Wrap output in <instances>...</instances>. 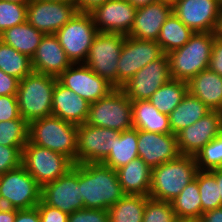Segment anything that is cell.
I'll use <instances>...</instances> for the list:
<instances>
[{"label": "cell", "instance_id": "cell-1", "mask_svg": "<svg viewBox=\"0 0 222 222\" xmlns=\"http://www.w3.org/2000/svg\"><path fill=\"white\" fill-rule=\"evenodd\" d=\"M79 187L84 208L108 210L125 195L117 172L102 163L79 164Z\"/></svg>", "mask_w": 222, "mask_h": 222}, {"label": "cell", "instance_id": "cell-2", "mask_svg": "<svg viewBox=\"0 0 222 222\" xmlns=\"http://www.w3.org/2000/svg\"><path fill=\"white\" fill-rule=\"evenodd\" d=\"M214 39L212 32H194L183 47L170 51L167 55L171 79L189 82L207 69Z\"/></svg>", "mask_w": 222, "mask_h": 222}, {"label": "cell", "instance_id": "cell-3", "mask_svg": "<svg viewBox=\"0 0 222 222\" xmlns=\"http://www.w3.org/2000/svg\"><path fill=\"white\" fill-rule=\"evenodd\" d=\"M77 125L50 115L29 123L28 140L68 157L77 164Z\"/></svg>", "mask_w": 222, "mask_h": 222}, {"label": "cell", "instance_id": "cell-4", "mask_svg": "<svg viewBox=\"0 0 222 222\" xmlns=\"http://www.w3.org/2000/svg\"><path fill=\"white\" fill-rule=\"evenodd\" d=\"M198 171L195 157L187 155L153 168L149 197L172 202L195 179Z\"/></svg>", "mask_w": 222, "mask_h": 222}, {"label": "cell", "instance_id": "cell-5", "mask_svg": "<svg viewBox=\"0 0 222 222\" xmlns=\"http://www.w3.org/2000/svg\"><path fill=\"white\" fill-rule=\"evenodd\" d=\"M57 78L32 71L19 81L17 90L19 115L31 121L52 115V98Z\"/></svg>", "mask_w": 222, "mask_h": 222}, {"label": "cell", "instance_id": "cell-6", "mask_svg": "<svg viewBox=\"0 0 222 222\" xmlns=\"http://www.w3.org/2000/svg\"><path fill=\"white\" fill-rule=\"evenodd\" d=\"M87 124L126 131L133 128L132 103L121 88L113 89L104 98L90 103Z\"/></svg>", "mask_w": 222, "mask_h": 222}, {"label": "cell", "instance_id": "cell-7", "mask_svg": "<svg viewBox=\"0 0 222 222\" xmlns=\"http://www.w3.org/2000/svg\"><path fill=\"white\" fill-rule=\"evenodd\" d=\"M41 200V186L21 164L0 175V206L15 209L36 207Z\"/></svg>", "mask_w": 222, "mask_h": 222}, {"label": "cell", "instance_id": "cell-8", "mask_svg": "<svg viewBox=\"0 0 222 222\" xmlns=\"http://www.w3.org/2000/svg\"><path fill=\"white\" fill-rule=\"evenodd\" d=\"M97 34L98 30L90 13L79 11L55 33L72 64L86 61Z\"/></svg>", "mask_w": 222, "mask_h": 222}, {"label": "cell", "instance_id": "cell-9", "mask_svg": "<svg viewBox=\"0 0 222 222\" xmlns=\"http://www.w3.org/2000/svg\"><path fill=\"white\" fill-rule=\"evenodd\" d=\"M22 165L42 187L66 174L74 163L68 157L28 140L22 150Z\"/></svg>", "mask_w": 222, "mask_h": 222}, {"label": "cell", "instance_id": "cell-10", "mask_svg": "<svg viewBox=\"0 0 222 222\" xmlns=\"http://www.w3.org/2000/svg\"><path fill=\"white\" fill-rule=\"evenodd\" d=\"M125 38L123 34L98 32L83 63L115 88H117V64Z\"/></svg>", "mask_w": 222, "mask_h": 222}, {"label": "cell", "instance_id": "cell-11", "mask_svg": "<svg viewBox=\"0 0 222 222\" xmlns=\"http://www.w3.org/2000/svg\"><path fill=\"white\" fill-rule=\"evenodd\" d=\"M163 54L157 41L126 36L117 64V88H121L134 74Z\"/></svg>", "mask_w": 222, "mask_h": 222}, {"label": "cell", "instance_id": "cell-12", "mask_svg": "<svg viewBox=\"0 0 222 222\" xmlns=\"http://www.w3.org/2000/svg\"><path fill=\"white\" fill-rule=\"evenodd\" d=\"M41 200L51 207L71 214L84 208L79 187V164L66 174L41 187Z\"/></svg>", "mask_w": 222, "mask_h": 222}, {"label": "cell", "instance_id": "cell-13", "mask_svg": "<svg viewBox=\"0 0 222 222\" xmlns=\"http://www.w3.org/2000/svg\"><path fill=\"white\" fill-rule=\"evenodd\" d=\"M120 131L91 126L87 123L77 128V164L102 163L114 145Z\"/></svg>", "mask_w": 222, "mask_h": 222}, {"label": "cell", "instance_id": "cell-14", "mask_svg": "<svg viewBox=\"0 0 222 222\" xmlns=\"http://www.w3.org/2000/svg\"><path fill=\"white\" fill-rule=\"evenodd\" d=\"M170 79L169 58L163 54L134 74L121 89L131 101L148 100Z\"/></svg>", "mask_w": 222, "mask_h": 222}, {"label": "cell", "instance_id": "cell-15", "mask_svg": "<svg viewBox=\"0 0 222 222\" xmlns=\"http://www.w3.org/2000/svg\"><path fill=\"white\" fill-rule=\"evenodd\" d=\"M137 8L127 0H107L89 13L98 32L128 36L133 28Z\"/></svg>", "mask_w": 222, "mask_h": 222}, {"label": "cell", "instance_id": "cell-16", "mask_svg": "<svg viewBox=\"0 0 222 222\" xmlns=\"http://www.w3.org/2000/svg\"><path fill=\"white\" fill-rule=\"evenodd\" d=\"M77 12L75 4L31 0L27 4L26 21L44 34H55Z\"/></svg>", "mask_w": 222, "mask_h": 222}, {"label": "cell", "instance_id": "cell-17", "mask_svg": "<svg viewBox=\"0 0 222 222\" xmlns=\"http://www.w3.org/2000/svg\"><path fill=\"white\" fill-rule=\"evenodd\" d=\"M71 64L57 79L65 87L74 91L89 103L108 95L115 87L93 72L87 65ZM74 67V68H73Z\"/></svg>", "mask_w": 222, "mask_h": 222}, {"label": "cell", "instance_id": "cell-18", "mask_svg": "<svg viewBox=\"0 0 222 222\" xmlns=\"http://www.w3.org/2000/svg\"><path fill=\"white\" fill-rule=\"evenodd\" d=\"M222 132V112L210 111L204 117L177 134L181 155L196 156L211 140Z\"/></svg>", "mask_w": 222, "mask_h": 222}, {"label": "cell", "instance_id": "cell-19", "mask_svg": "<svg viewBox=\"0 0 222 222\" xmlns=\"http://www.w3.org/2000/svg\"><path fill=\"white\" fill-rule=\"evenodd\" d=\"M139 157L151 168L178 158L179 152L177 135L158 134L138 130Z\"/></svg>", "mask_w": 222, "mask_h": 222}, {"label": "cell", "instance_id": "cell-20", "mask_svg": "<svg viewBox=\"0 0 222 222\" xmlns=\"http://www.w3.org/2000/svg\"><path fill=\"white\" fill-rule=\"evenodd\" d=\"M218 0H181L173 13L193 32H213L220 12Z\"/></svg>", "mask_w": 222, "mask_h": 222}, {"label": "cell", "instance_id": "cell-21", "mask_svg": "<svg viewBox=\"0 0 222 222\" xmlns=\"http://www.w3.org/2000/svg\"><path fill=\"white\" fill-rule=\"evenodd\" d=\"M173 12V6L167 0H158L137 8L133 28L129 37L157 41L161 27Z\"/></svg>", "mask_w": 222, "mask_h": 222}, {"label": "cell", "instance_id": "cell-22", "mask_svg": "<svg viewBox=\"0 0 222 222\" xmlns=\"http://www.w3.org/2000/svg\"><path fill=\"white\" fill-rule=\"evenodd\" d=\"M35 72L58 78L72 63L55 34H44L31 59Z\"/></svg>", "mask_w": 222, "mask_h": 222}, {"label": "cell", "instance_id": "cell-23", "mask_svg": "<svg viewBox=\"0 0 222 222\" xmlns=\"http://www.w3.org/2000/svg\"><path fill=\"white\" fill-rule=\"evenodd\" d=\"M90 103L58 80L54 86L52 98V115L74 125L87 122Z\"/></svg>", "mask_w": 222, "mask_h": 222}, {"label": "cell", "instance_id": "cell-24", "mask_svg": "<svg viewBox=\"0 0 222 222\" xmlns=\"http://www.w3.org/2000/svg\"><path fill=\"white\" fill-rule=\"evenodd\" d=\"M188 91L211 111L222 112V76L207 68L188 82Z\"/></svg>", "mask_w": 222, "mask_h": 222}, {"label": "cell", "instance_id": "cell-25", "mask_svg": "<svg viewBox=\"0 0 222 222\" xmlns=\"http://www.w3.org/2000/svg\"><path fill=\"white\" fill-rule=\"evenodd\" d=\"M125 195L149 196L152 169L140 158L116 170Z\"/></svg>", "mask_w": 222, "mask_h": 222}, {"label": "cell", "instance_id": "cell-26", "mask_svg": "<svg viewBox=\"0 0 222 222\" xmlns=\"http://www.w3.org/2000/svg\"><path fill=\"white\" fill-rule=\"evenodd\" d=\"M133 128L158 134H171L169 115L161 113L149 100L131 101Z\"/></svg>", "mask_w": 222, "mask_h": 222}, {"label": "cell", "instance_id": "cell-27", "mask_svg": "<svg viewBox=\"0 0 222 222\" xmlns=\"http://www.w3.org/2000/svg\"><path fill=\"white\" fill-rule=\"evenodd\" d=\"M43 36V32L26 21L4 30L0 40L32 59Z\"/></svg>", "mask_w": 222, "mask_h": 222}, {"label": "cell", "instance_id": "cell-28", "mask_svg": "<svg viewBox=\"0 0 222 222\" xmlns=\"http://www.w3.org/2000/svg\"><path fill=\"white\" fill-rule=\"evenodd\" d=\"M211 110L189 91L180 104L169 114L172 134L177 135L181 130L194 124Z\"/></svg>", "mask_w": 222, "mask_h": 222}, {"label": "cell", "instance_id": "cell-29", "mask_svg": "<svg viewBox=\"0 0 222 222\" xmlns=\"http://www.w3.org/2000/svg\"><path fill=\"white\" fill-rule=\"evenodd\" d=\"M138 130L132 128L122 131L116 139L108 157L102 164L111 167L115 171L130 161L139 157L138 154Z\"/></svg>", "mask_w": 222, "mask_h": 222}, {"label": "cell", "instance_id": "cell-30", "mask_svg": "<svg viewBox=\"0 0 222 222\" xmlns=\"http://www.w3.org/2000/svg\"><path fill=\"white\" fill-rule=\"evenodd\" d=\"M194 32L188 28L173 12L161 27L157 42L164 54L183 47Z\"/></svg>", "mask_w": 222, "mask_h": 222}, {"label": "cell", "instance_id": "cell-31", "mask_svg": "<svg viewBox=\"0 0 222 222\" xmlns=\"http://www.w3.org/2000/svg\"><path fill=\"white\" fill-rule=\"evenodd\" d=\"M188 92V82L170 79L148 99L161 113L169 115Z\"/></svg>", "mask_w": 222, "mask_h": 222}, {"label": "cell", "instance_id": "cell-32", "mask_svg": "<svg viewBox=\"0 0 222 222\" xmlns=\"http://www.w3.org/2000/svg\"><path fill=\"white\" fill-rule=\"evenodd\" d=\"M147 196L124 195L108 209L110 222H142Z\"/></svg>", "mask_w": 222, "mask_h": 222}, {"label": "cell", "instance_id": "cell-33", "mask_svg": "<svg viewBox=\"0 0 222 222\" xmlns=\"http://www.w3.org/2000/svg\"><path fill=\"white\" fill-rule=\"evenodd\" d=\"M177 218H200L204 213L201 210V198L197 183V174L182 192L171 202Z\"/></svg>", "mask_w": 222, "mask_h": 222}, {"label": "cell", "instance_id": "cell-34", "mask_svg": "<svg viewBox=\"0 0 222 222\" xmlns=\"http://www.w3.org/2000/svg\"><path fill=\"white\" fill-rule=\"evenodd\" d=\"M0 69L19 81L30 74L31 59L0 40Z\"/></svg>", "mask_w": 222, "mask_h": 222}, {"label": "cell", "instance_id": "cell-35", "mask_svg": "<svg viewBox=\"0 0 222 222\" xmlns=\"http://www.w3.org/2000/svg\"><path fill=\"white\" fill-rule=\"evenodd\" d=\"M29 124L19 116L17 119L0 122V145L25 146L28 142Z\"/></svg>", "mask_w": 222, "mask_h": 222}, {"label": "cell", "instance_id": "cell-36", "mask_svg": "<svg viewBox=\"0 0 222 222\" xmlns=\"http://www.w3.org/2000/svg\"><path fill=\"white\" fill-rule=\"evenodd\" d=\"M197 183L203 212L222 207L216 179L209 171H198Z\"/></svg>", "mask_w": 222, "mask_h": 222}, {"label": "cell", "instance_id": "cell-37", "mask_svg": "<svg viewBox=\"0 0 222 222\" xmlns=\"http://www.w3.org/2000/svg\"><path fill=\"white\" fill-rule=\"evenodd\" d=\"M195 160L199 171L222 168V132L197 153Z\"/></svg>", "mask_w": 222, "mask_h": 222}, {"label": "cell", "instance_id": "cell-38", "mask_svg": "<svg viewBox=\"0 0 222 222\" xmlns=\"http://www.w3.org/2000/svg\"><path fill=\"white\" fill-rule=\"evenodd\" d=\"M176 220L171 202L147 196L142 222H175Z\"/></svg>", "mask_w": 222, "mask_h": 222}, {"label": "cell", "instance_id": "cell-39", "mask_svg": "<svg viewBox=\"0 0 222 222\" xmlns=\"http://www.w3.org/2000/svg\"><path fill=\"white\" fill-rule=\"evenodd\" d=\"M27 4L0 0V34L13 26L26 22Z\"/></svg>", "mask_w": 222, "mask_h": 222}, {"label": "cell", "instance_id": "cell-40", "mask_svg": "<svg viewBox=\"0 0 222 222\" xmlns=\"http://www.w3.org/2000/svg\"><path fill=\"white\" fill-rule=\"evenodd\" d=\"M24 146L0 145V175L19 167L22 164Z\"/></svg>", "mask_w": 222, "mask_h": 222}, {"label": "cell", "instance_id": "cell-41", "mask_svg": "<svg viewBox=\"0 0 222 222\" xmlns=\"http://www.w3.org/2000/svg\"><path fill=\"white\" fill-rule=\"evenodd\" d=\"M69 222H110L109 211L83 208L69 214Z\"/></svg>", "mask_w": 222, "mask_h": 222}, {"label": "cell", "instance_id": "cell-42", "mask_svg": "<svg viewBox=\"0 0 222 222\" xmlns=\"http://www.w3.org/2000/svg\"><path fill=\"white\" fill-rule=\"evenodd\" d=\"M17 95L0 96V122L19 117Z\"/></svg>", "mask_w": 222, "mask_h": 222}, {"label": "cell", "instance_id": "cell-43", "mask_svg": "<svg viewBox=\"0 0 222 222\" xmlns=\"http://www.w3.org/2000/svg\"><path fill=\"white\" fill-rule=\"evenodd\" d=\"M41 222H69V214L46 205L42 200L37 205Z\"/></svg>", "mask_w": 222, "mask_h": 222}, {"label": "cell", "instance_id": "cell-44", "mask_svg": "<svg viewBox=\"0 0 222 222\" xmlns=\"http://www.w3.org/2000/svg\"><path fill=\"white\" fill-rule=\"evenodd\" d=\"M208 68L222 76V39L215 37Z\"/></svg>", "mask_w": 222, "mask_h": 222}, {"label": "cell", "instance_id": "cell-45", "mask_svg": "<svg viewBox=\"0 0 222 222\" xmlns=\"http://www.w3.org/2000/svg\"><path fill=\"white\" fill-rule=\"evenodd\" d=\"M19 80L0 69V96L17 95Z\"/></svg>", "mask_w": 222, "mask_h": 222}, {"label": "cell", "instance_id": "cell-46", "mask_svg": "<svg viewBox=\"0 0 222 222\" xmlns=\"http://www.w3.org/2000/svg\"><path fill=\"white\" fill-rule=\"evenodd\" d=\"M15 222H41L37 206L30 209H18Z\"/></svg>", "mask_w": 222, "mask_h": 222}, {"label": "cell", "instance_id": "cell-47", "mask_svg": "<svg viewBox=\"0 0 222 222\" xmlns=\"http://www.w3.org/2000/svg\"><path fill=\"white\" fill-rule=\"evenodd\" d=\"M106 1L107 0H75V5L79 12H90L93 8Z\"/></svg>", "mask_w": 222, "mask_h": 222}, {"label": "cell", "instance_id": "cell-48", "mask_svg": "<svg viewBox=\"0 0 222 222\" xmlns=\"http://www.w3.org/2000/svg\"><path fill=\"white\" fill-rule=\"evenodd\" d=\"M200 219L202 222H222V207L204 212Z\"/></svg>", "mask_w": 222, "mask_h": 222}, {"label": "cell", "instance_id": "cell-49", "mask_svg": "<svg viewBox=\"0 0 222 222\" xmlns=\"http://www.w3.org/2000/svg\"><path fill=\"white\" fill-rule=\"evenodd\" d=\"M18 209L0 206V222H15Z\"/></svg>", "mask_w": 222, "mask_h": 222}, {"label": "cell", "instance_id": "cell-50", "mask_svg": "<svg viewBox=\"0 0 222 222\" xmlns=\"http://www.w3.org/2000/svg\"><path fill=\"white\" fill-rule=\"evenodd\" d=\"M216 179V183L218 185L219 195L221 196L222 203V168L212 169L209 171Z\"/></svg>", "mask_w": 222, "mask_h": 222}, {"label": "cell", "instance_id": "cell-51", "mask_svg": "<svg viewBox=\"0 0 222 222\" xmlns=\"http://www.w3.org/2000/svg\"><path fill=\"white\" fill-rule=\"evenodd\" d=\"M212 33L215 37L222 39V8L220 9V12H219V15L216 20V24Z\"/></svg>", "mask_w": 222, "mask_h": 222}, {"label": "cell", "instance_id": "cell-52", "mask_svg": "<svg viewBox=\"0 0 222 222\" xmlns=\"http://www.w3.org/2000/svg\"><path fill=\"white\" fill-rule=\"evenodd\" d=\"M129 1L135 8H140L151 3H154L158 0H127Z\"/></svg>", "mask_w": 222, "mask_h": 222}, {"label": "cell", "instance_id": "cell-53", "mask_svg": "<svg viewBox=\"0 0 222 222\" xmlns=\"http://www.w3.org/2000/svg\"><path fill=\"white\" fill-rule=\"evenodd\" d=\"M175 222H202L200 218H192V219H187V218H177Z\"/></svg>", "mask_w": 222, "mask_h": 222}, {"label": "cell", "instance_id": "cell-54", "mask_svg": "<svg viewBox=\"0 0 222 222\" xmlns=\"http://www.w3.org/2000/svg\"><path fill=\"white\" fill-rule=\"evenodd\" d=\"M4 1H9L17 4H28L31 0H4Z\"/></svg>", "mask_w": 222, "mask_h": 222}, {"label": "cell", "instance_id": "cell-55", "mask_svg": "<svg viewBox=\"0 0 222 222\" xmlns=\"http://www.w3.org/2000/svg\"><path fill=\"white\" fill-rule=\"evenodd\" d=\"M36 1H54V2H66V3L75 4V0H36Z\"/></svg>", "mask_w": 222, "mask_h": 222}, {"label": "cell", "instance_id": "cell-56", "mask_svg": "<svg viewBox=\"0 0 222 222\" xmlns=\"http://www.w3.org/2000/svg\"><path fill=\"white\" fill-rule=\"evenodd\" d=\"M172 6L181 0H167Z\"/></svg>", "mask_w": 222, "mask_h": 222}, {"label": "cell", "instance_id": "cell-57", "mask_svg": "<svg viewBox=\"0 0 222 222\" xmlns=\"http://www.w3.org/2000/svg\"><path fill=\"white\" fill-rule=\"evenodd\" d=\"M219 1V4H220V7L222 8V0H218Z\"/></svg>", "mask_w": 222, "mask_h": 222}]
</instances>
